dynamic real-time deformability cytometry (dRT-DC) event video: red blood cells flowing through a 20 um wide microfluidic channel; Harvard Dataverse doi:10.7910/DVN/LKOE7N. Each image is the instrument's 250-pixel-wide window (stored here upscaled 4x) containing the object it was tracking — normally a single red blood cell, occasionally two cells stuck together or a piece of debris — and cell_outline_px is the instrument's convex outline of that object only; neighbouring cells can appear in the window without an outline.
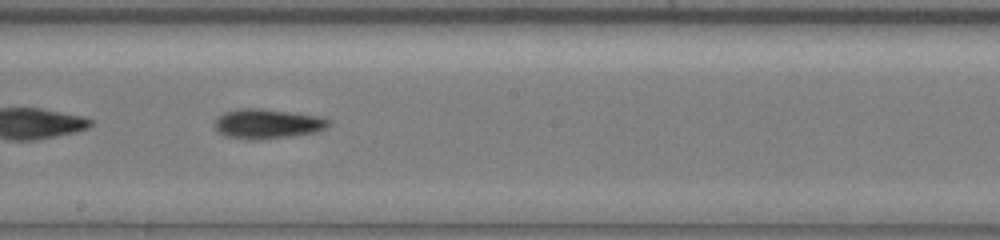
{"species": "common noctule bat (a hibernating species)", "species_latin": "Nyctalus noctula", "temperature_condition": "warm", "stored_images_in_passage": 33, "camera_frame_rate_fps": 3000, "um_per_image_px": 0.085, "animal": {"sex": "female", "body_mass_g": 19.5, "forearm_length_mm": 54.1}, "frame": {"image": 1, "passage_image": 15, "time_ms": 4.667, "image_size_px": [1000, 240], "cell_outline_px": [[328, 124], [324, 128], [316, 132], [292, 136], [260, 140], [248, 140], [224, 136], [216, 132], [212, 124], [224, 112], [236, 108], [260, 108], [320, 116], [328, 120]], "centroid_in_image_um": [22.64, 10.53], "position_along_channel_um": 225.6, "area_um2": 19.94}}